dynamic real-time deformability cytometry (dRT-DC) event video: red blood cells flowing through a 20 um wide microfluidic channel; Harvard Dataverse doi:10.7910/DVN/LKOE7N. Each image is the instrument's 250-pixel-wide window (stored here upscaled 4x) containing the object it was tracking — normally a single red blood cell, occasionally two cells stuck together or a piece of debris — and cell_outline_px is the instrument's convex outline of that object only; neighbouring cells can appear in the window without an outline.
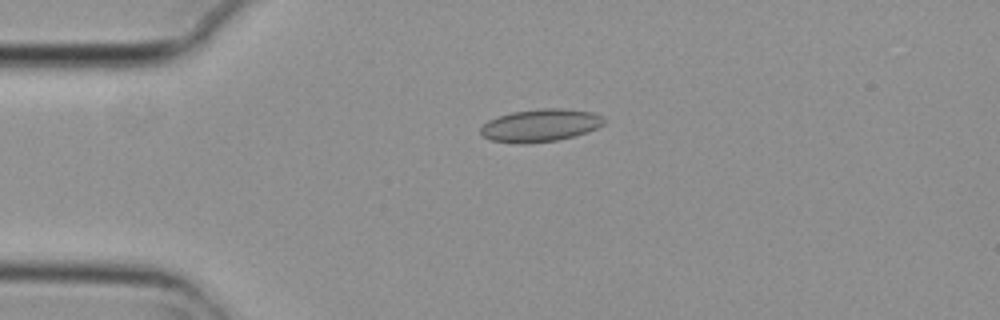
{"species": "common noctule bat (a hibernating species)", "species_latin": "Nyctalus noctula", "temperature_condition": "cold", "stored_images_in_passage": 4, "camera_frame_rate_fps": 3000, "um_per_image_px": 0.085, "animal": {"sex": "female", "body_mass_g": 29.2, "forearm_length_mm": 56.3}, "frame": {"image": 1, "passage_image": 3, "time_ms": 0.667, "image_size_px": [1000, 320], "cell_outline_px": [[608, 120], [604, 124], [588, 132], [556, 140], [524, 144], [492, 140], [484, 136], [480, 132], [480, 128], [488, 120], [512, 112], [540, 108], [564, 108], [592, 112], [604, 116]], "centroid_in_image_um": [45.98, 10.64], "position_along_channel_um": 39.0, "area_um2": 23.47}}